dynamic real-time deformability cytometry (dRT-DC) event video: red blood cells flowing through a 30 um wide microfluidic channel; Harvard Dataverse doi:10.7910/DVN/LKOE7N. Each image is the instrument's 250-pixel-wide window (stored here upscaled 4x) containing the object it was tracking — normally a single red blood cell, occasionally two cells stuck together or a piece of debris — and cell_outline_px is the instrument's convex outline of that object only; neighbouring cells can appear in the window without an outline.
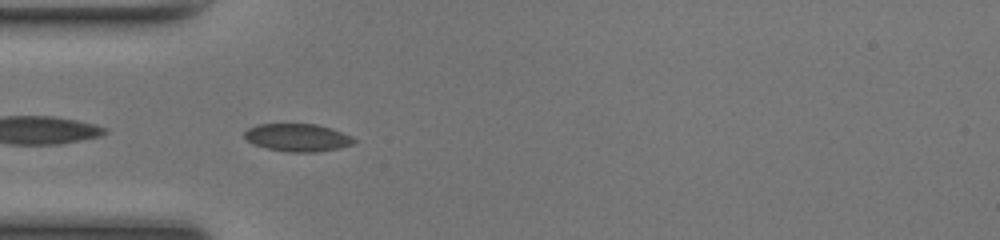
{"species": "common noctule bat (a hibernating species)", "species_latin": "Nyctalus noctula", "temperature_condition": "room temperature", "stored_images_in_passage": 36, "camera_frame_rate_fps": 3000, "um_per_image_px": 0.085, "animal": {"sex": "female", "body_mass_g": 17.0, "forearm_length_mm": 48.0}, "frame": {"image": 1, "passage_image": 2, "time_ms": 0.333, "image_size_px": [1000, 240], "cell_outline_px": [[356, 140], [352, 144], [340, 148], [316, 152], [288, 152], [268, 148], [252, 144], [244, 136], [244, 132], [248, 128], [256, 124], [316, 124], [332, 128], [352, 136]], "centroid_in_image_um": [25.3, 11.69], "position_along_channel_um": 59.7, "area_um2": 17.74}}
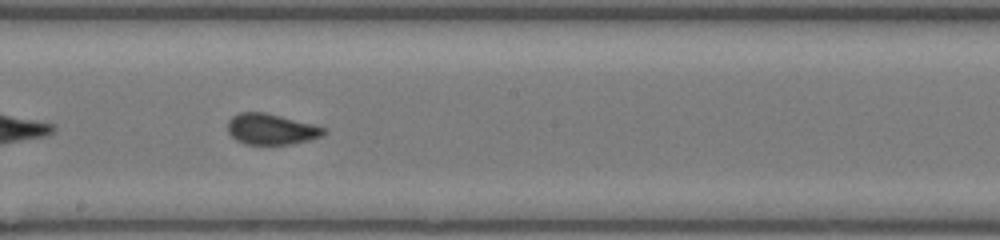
{"frame": {"image": 2, "passage_image": 14, "time_ms": 4.333, "image_size_px": [1000, 240], "cell_outline_px": [[328, 132], [320, 136], [308, 140], [288, 144], [244, 144], [236, 140], [228, 132], [228, 120], [232, 116], [240, 112], [264, 112], [328, 128]], "centroid_in_image_um": [23.04, 10.97], "position_along_channel_um": 225.2, "area_um2": 17.17}}
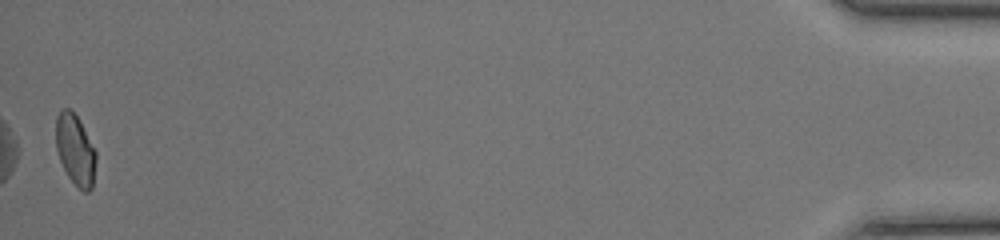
{"frame": {"image": 3, "passage_image": 36, "time_ms": 11.667, "image_size_px": [1000, 240], "cell_outline_px": [[96, 160], [92, 188], [88, 192], [84, 192], [68, 176], [60, 160], [56, 148], [56, 116], [60, 108], [68, 108], [76, 116], [96, 152]], "centroid_in_image_um": [6.38, 12.73], "position_along_channel_um": 428.8, "area_um2": 16.18}, "authors_computed_cell_mechanics": {"area_um2": 17.1088, "velocity_mm_per_s": 4.1791, "shape_relaxation_time_tau1_ms": 8.523, "shape_relaxation_time_tau2_ms": null, "deformation_change_tau1": 0.1675, "deformation_change_tau2": null}}